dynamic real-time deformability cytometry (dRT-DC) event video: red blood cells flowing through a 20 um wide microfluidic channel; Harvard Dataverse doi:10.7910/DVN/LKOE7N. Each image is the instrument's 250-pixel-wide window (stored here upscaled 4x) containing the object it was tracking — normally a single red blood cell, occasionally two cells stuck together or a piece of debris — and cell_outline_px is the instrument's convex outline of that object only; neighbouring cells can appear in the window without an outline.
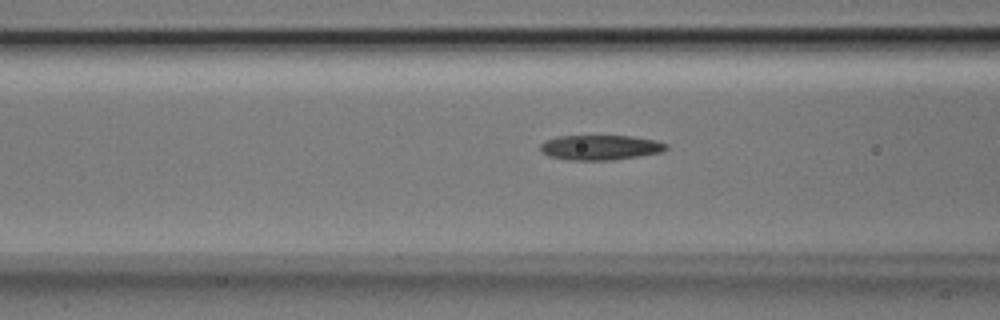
{"species": "Egyptian fruit bat (a non-hibernating species)", "species_latin": "Rousettus aegyptiacus", "temperature_condition": "room temperature", "stored_images_in_passage": 41, "camera_frame_rate_fps": 3000, "um_per_image_px": 0.085, "animal": {"sex": "male"}, "frame": {"image": 1, "passage_image": 20, "time_ms": 6.333, "image_size_px": [1000, 320], "cell_outline_px": [[668, 148], [660, 152], [640, 156], [612, 160], [568, 160], [548, 156], [540, 152], [540, 144], [556, 136], [632, 136], [656, 140], [668, 144]], "centroid_in_image_um": [51.02, 12.54], "position_along_channel_um": 115.6, "area_um2": 18.38}}
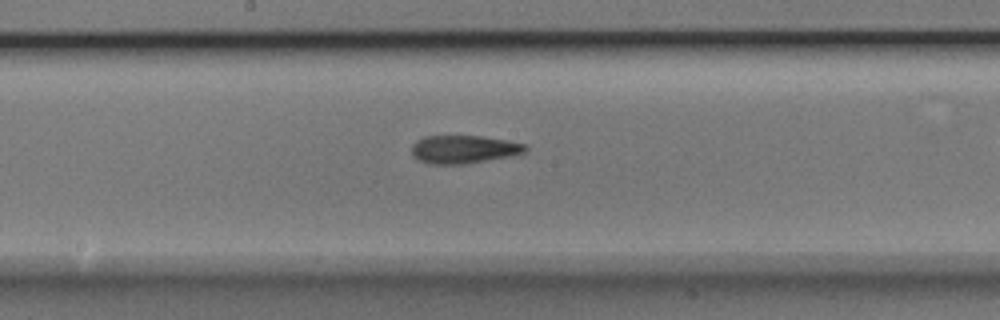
{"frame": {"image": 2, "passage_image": 27, "time_ms": 8.667, "image_size_px": [1000, 320], "cell_outline_px": [[528, 148], [524, 152], [512, 156], [468, 164], [428, 164], [416, 160], [412, 156], [412, 144], [416, 140], [424, 136], [480, 136], [504, 140], [524, 144]], "centroid_in_image_um": [39.36, 12.71], "position_along_channel_um": 208.8, "area_um2": 18.79}}
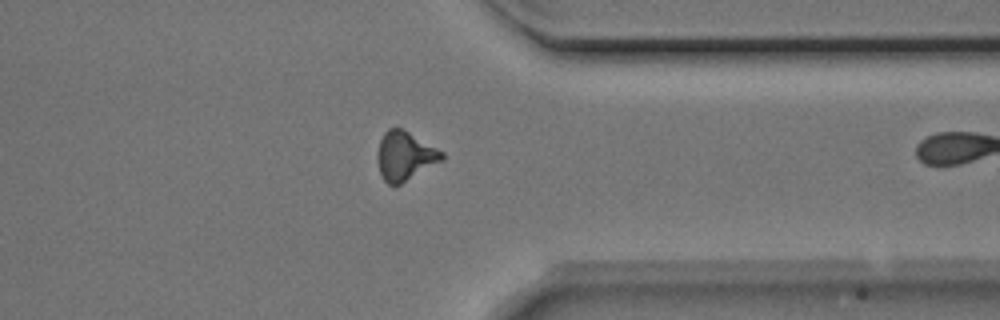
{"frame": {"image": 3, "passage_image": 40, "time_ms": 13.0, "image_size_px": [1000, 320], "cell_outline_px": [[444, 160], [400, 184], [388, 184], [384, 180], [380, 172], [376, 160], [376, 156], [380, 140], [384, 132], [388, 128], [400, 128], [408, 132], [444, 152]], "centroid_in_image_um": [34.4, 13.26], "position_along_channel_um": 377.0, "area_um2": 18.26}}